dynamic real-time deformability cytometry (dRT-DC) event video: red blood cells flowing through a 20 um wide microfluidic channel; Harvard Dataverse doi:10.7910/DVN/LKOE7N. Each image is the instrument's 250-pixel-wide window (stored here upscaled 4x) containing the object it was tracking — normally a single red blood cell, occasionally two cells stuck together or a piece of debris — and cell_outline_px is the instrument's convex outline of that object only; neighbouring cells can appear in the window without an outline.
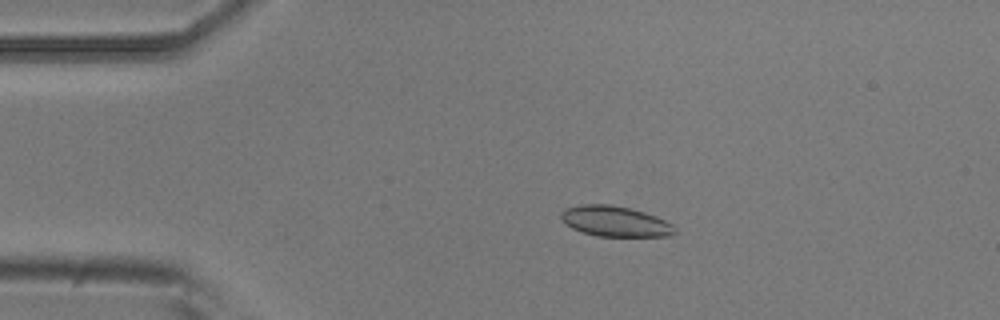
{"species": "common noctule bat (a hibernating species)", "species_latin": "Nyctalus noctula", "temperature_condition": "room temperature", "stored_images_in_passage": 6, "camera_frame_rate_fps": 3000, "um_per_image_px": 0.085, "animal": {"sex": "male", "body_mass_g": 20.5, "forearm_length_mm": 52.5}, "frame": {"image": 1, "passage_image": 4, "time_ms": 3.333, "image_size_px": [1000, 320], "cell_outline_px": [[676, 232], [668, 236], [596, 236], [580, 232], [572, 228], [560, 220], [560, 212], [564, 208], [580, 204], [612, 204], [644, 212], [656, 216], [672, 224], [676, 228]], "centroid_in_image_um": [52.23, 18.81], "position_along_channel_um": 32.8, "area_um2": 20.4}}
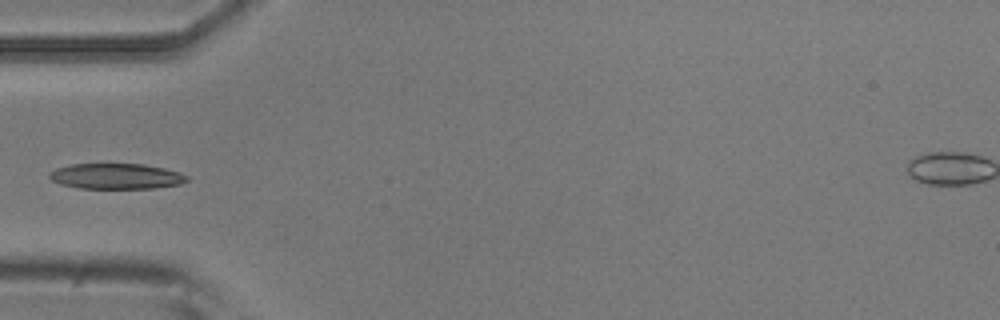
{"frame": {"image": 2, "passage_image": 6, "time_ms": 5.667, "image_size_px": [1000, 320], "cell_outline_px": [[188, 180], [180, 184], [156, 188], [80, 188], [60, 184], [52, 180], [48, 176], [48, 172], [56, 168], [72, 164], [144, 164], [164, 168], [188, 176]], "centroid_in_image_um": [9.85, 14.98], "position_along_channel_um": 75.2, "area_um2": 20.4}}